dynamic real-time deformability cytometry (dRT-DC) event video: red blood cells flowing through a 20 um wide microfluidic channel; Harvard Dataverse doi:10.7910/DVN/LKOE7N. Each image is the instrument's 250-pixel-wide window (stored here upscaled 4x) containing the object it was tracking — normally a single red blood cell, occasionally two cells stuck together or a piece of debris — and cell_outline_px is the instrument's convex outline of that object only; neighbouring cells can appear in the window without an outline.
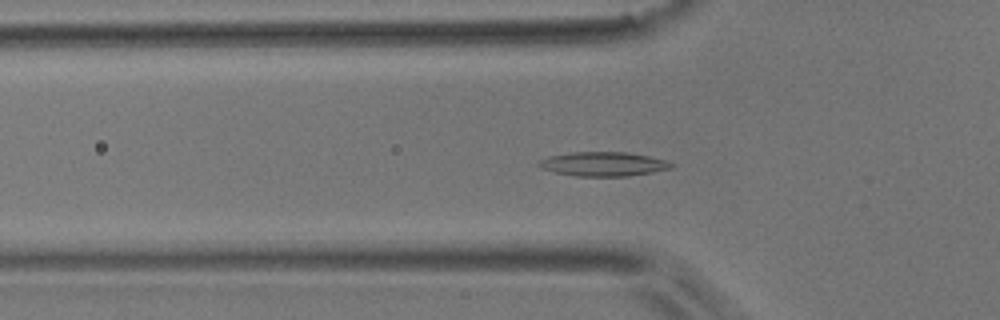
{"species": "common noctule bat (a hibernating species)", "species_latin": "Nyctalus noctula", "temperature_condition": "room temperature", "stored_images_in_passage": 50, "camera_frame_rate_fps": 3000, "um_per_image_px": 0.085, "animal": {"sex": "male", "body_mass_g": 17.9}, "frame": {"image": 1, "passage_image": 16, "time_ms": 5.0, "image_size_px": [1000, 320], "cell_outline_px": [[676, 164], [672, 168], [652, 172], [628, 176], [576, 176], [556, 172], [540, 168], [536, 164], [540, 160], [548, 156], [572, 152], [624, 152], [648, 156], [664, 160]], "centroid_in_image_um": [51.27, 13.94], "position_along_channel_um": 74.5, "area_um2": 18.61}}
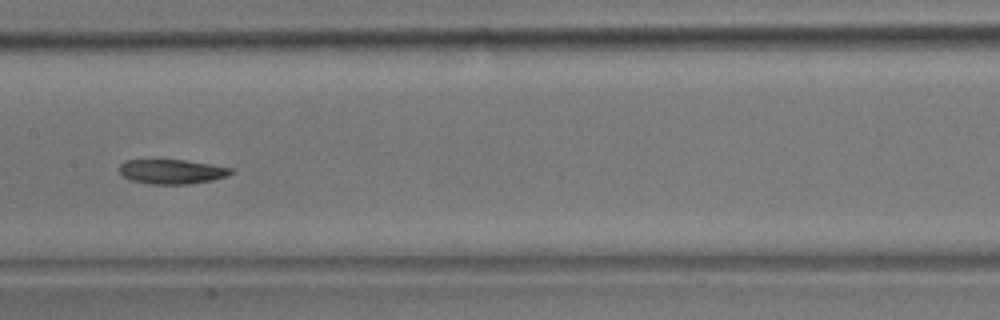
{"frame": {"image": 2, "passage_image": 25, "time_ms": 8.0, "image_size_px": [1000, 320], "cell_outline_px": [[232, 172], [224, 176], [212, 180], [188, 184], [148, 184], [128, 180], [120, 172], [120, 164], [124, 160], [148, 156], [152, 156], [184, 160], [232, 168]], "centroid_in_image_um": [14.45, 14.53], "position_along_channel_um": 192.9, "area_um2": 16.7}}
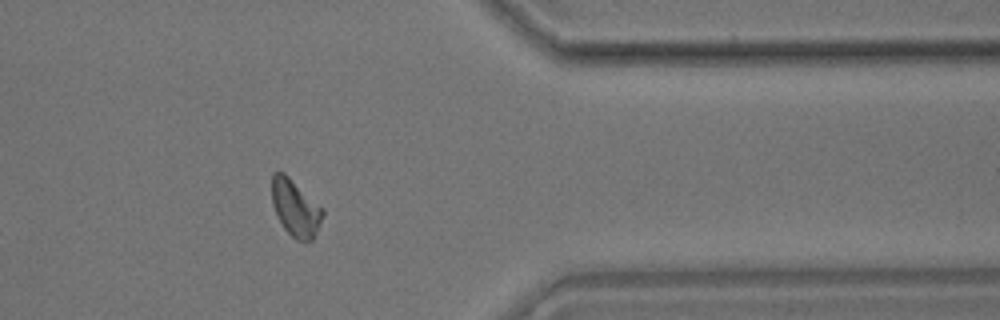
{"frame": {"image": 3, "passage_image": 41, "time_ms": 13.333, "image_size_px": [1000, 320], "cell_outline_px": [[324, 212], [320, 224], [312, 240], [304, 244], [296, 240], [284, 228], [272, 204], [272, 172], [284, 172], [324, 208]], "centroid_in_image_um": [25.13, 17.69], "position_along_channel_um": 386.3, "area_um2": 16.88}, "authors_computed_cell_mechanics": {"area_um2": 16.9065, "velocity_mm_per_s": 3.9282, "shape_relaxation_time_tau1_ms": 9.0911, "shape_relaxation_time_tau2_ms": null, "deformation_change_tau1": 0.1835, "deformation_change_tau2": null}}